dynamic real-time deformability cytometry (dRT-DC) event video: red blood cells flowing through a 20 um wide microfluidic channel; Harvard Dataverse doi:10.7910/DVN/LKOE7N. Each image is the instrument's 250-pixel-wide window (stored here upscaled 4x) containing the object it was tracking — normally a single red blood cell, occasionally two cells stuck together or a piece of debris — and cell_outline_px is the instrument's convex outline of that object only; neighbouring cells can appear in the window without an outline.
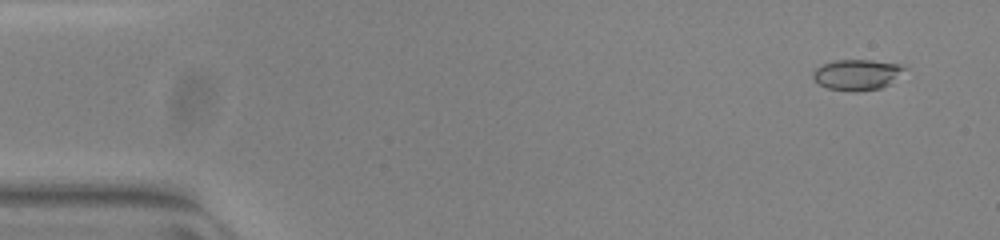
{"species": "common noctule bat (a hibernating species)", "species_latin": "Nyctalus noctula", "temperature_condition": "warm", "stored_images_in_passage": 53, "camera_frame_rate_fps": 3000, "um_per_image_px": 0.085, "animal": {"sex": "female", "body_mass_g": 23.0, "forearm_length_mm": 53.4}, "frame": {"image": 1, "passage_image": 4, "time_ms": 1.0, "image_size_px": [1000, 240], "cell_outline_px": [[908, 68], [888, 84], [880, 88], [856, 92], [828, 88], [820, 84], [812, 76], [812, 72], [816, 68], [824, 64], [836, 60], [872, 60], [904, 64]], "centroid_in_image_um": [72.88, 6.33], "position_along_channel_um": 12.1, "area_um2": 16.3}}
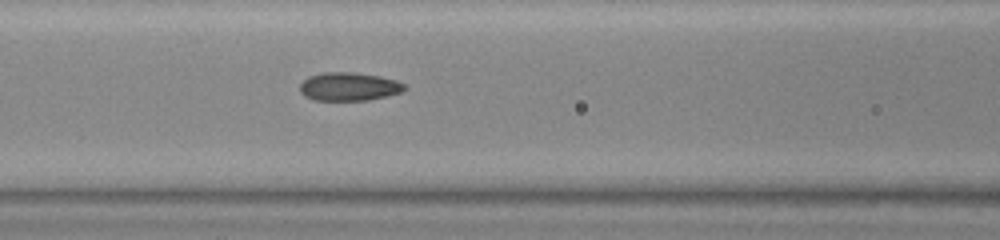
{"frame": {"image": 2, "passage_image": 23, "time_ms": 7.333, "image_size_px": [1000, 240], "cell_outline_px": [[408, 88], [400, 92], [368, 100], [316, 100], [304, 96], [300, 92], [300, 84], [308, 76], [324, 72], [352, 72], [380, 76], [396, 80], [404, 84]], "centroid_in_image_um": [29.64, 7.35], "position_along_channel_um": 137.0, "area_um2": 17.22}}
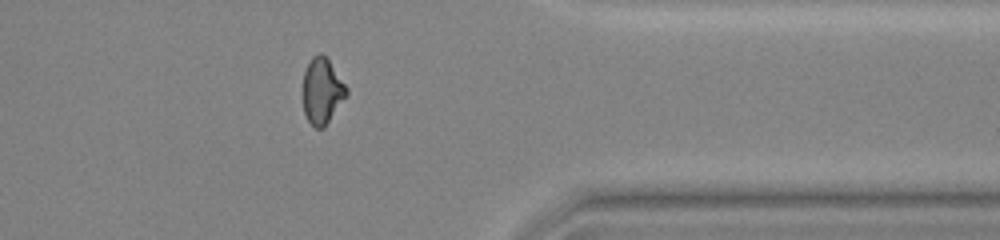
{"frame": {"image": 3, "passage_image": 43, "time_ms": 14.0, "image_size_px": [1000, 240], "cell_outline_px": [[348, 92], [324, 128], [316, 128], [308, 120], [304, 112], [304, 72], [312, 56], [320, 52], [328, 60], [348, 88]], "centroid_in_image_um": [27.38, 7.73], "position_along_channel_um": 384.0, "area_um2": 16.24}, "authors_computed_cell_mechanics": {"area_um2": 16.8198, "velocity_mm_per_s": 3.9235, "shape_relaxation_time_tau1_ms": null, "shape_relaxation_time_tau2_ms": 1.2885, "deformation_change_tau1": null, "deformation_change_tau2": 0.0648}}